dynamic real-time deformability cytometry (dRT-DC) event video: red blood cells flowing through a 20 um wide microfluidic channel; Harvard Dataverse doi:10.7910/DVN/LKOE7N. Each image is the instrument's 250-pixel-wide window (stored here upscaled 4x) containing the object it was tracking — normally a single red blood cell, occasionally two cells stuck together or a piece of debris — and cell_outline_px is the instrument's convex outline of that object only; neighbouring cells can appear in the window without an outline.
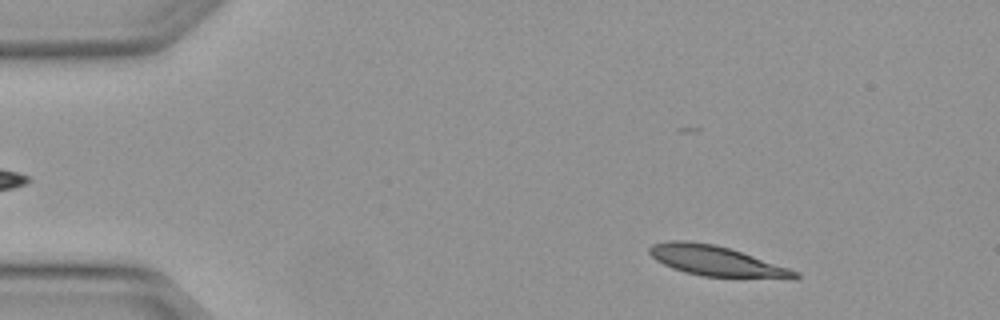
{"species": "Egyptian fruit bat (a non-hibernating species)", "species_latin": "Rousettus aegyptiacus", "temperature_condition": "warm", "stored_images_in_passage": 3, "camera_frame_rate_fps": 3000, "um_per_image_px": 0.085, "animal": {"sex": "female"}, "frame": {"image": 1, "passage_image": 1, "time_ms": 0.0, "image_size_px": [1000, 320], "cell_outline_px": [[800, 276], [796, 280], [792, 280], [704, 276], [684, 272], [672, 268], [656, 260], [648, 252], [648, 248], [652, 244], [668, 240], [688, 240], [716, 244], [800, 272]], "centroid_in_image_um": [60.91, 22.2], "position_along_channel_um": 24.1, "area_um2": 25.89}}